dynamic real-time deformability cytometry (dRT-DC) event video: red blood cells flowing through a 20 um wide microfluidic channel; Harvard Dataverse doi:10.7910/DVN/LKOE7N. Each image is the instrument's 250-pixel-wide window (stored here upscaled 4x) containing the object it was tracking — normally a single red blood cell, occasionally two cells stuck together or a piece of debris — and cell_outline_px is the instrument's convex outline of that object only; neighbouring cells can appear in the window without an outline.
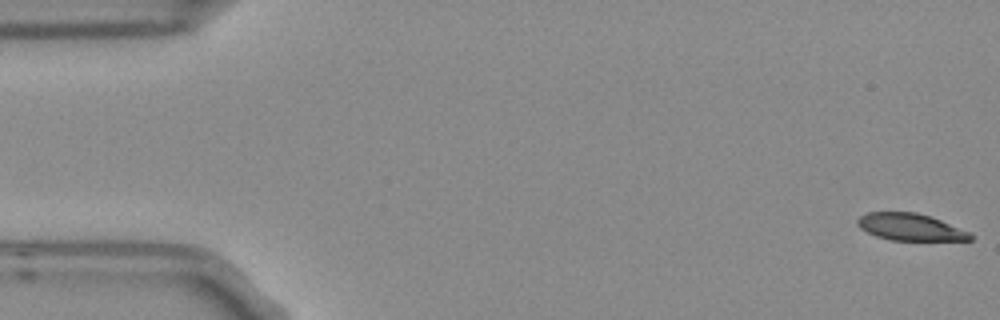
{"species": "Egyptian fruit bat (a non-hibernating species)", "species_latin": "Rousettus aegyptiacus", "temperature_condition": "room temperature", "stored_images_in_passage": 5, "camera_frame_rate_fps": 3000, "um_per_image_px": 0.085, "frame": {"image": 1, "passage_image": 1, "time_ms": 0.0, "image_size_px": [1000, 320], "cell_outline_px": [[972, 240], [892, 240], [876, 236], [860, 228], [856, 224], [856, 220], [860, 216], [868, 212], [916, 212], [940, 220], [972, 232]], "centroid_in_image_um": [77.37, 19.3], "position_along_channel_um": 7.6, "area_um2": 17.69}}
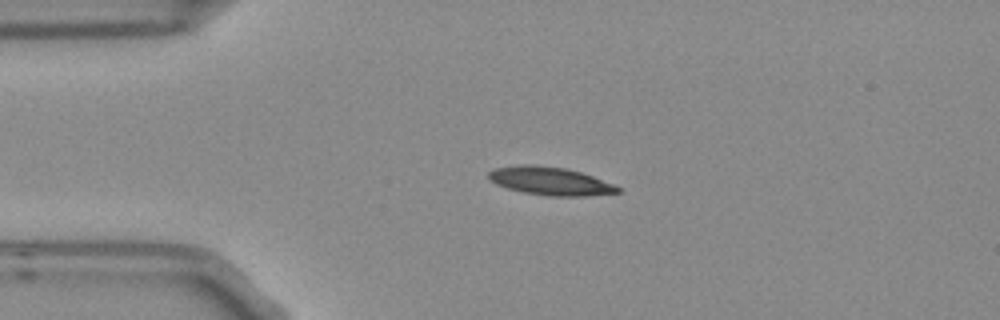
{"frame": {"image": 2, "passage_image": 4, "time_ms": 1.0, "image_size_px": [1000, 320], "cell_outline_px": [[620, 192], [584, 196], [548, 196], [524, 192], [508, 188], [496, 184], [488, 180], [488, 172], [492, 168], [520, 164], [532, 164], [564, 168], [580, 172], [592, 176], [612, 184], [620, 188]], "centroid_in_image_um": [46.69, 15.38], "position_along_channel_um": 38.3, "area_um2": 21.1}}